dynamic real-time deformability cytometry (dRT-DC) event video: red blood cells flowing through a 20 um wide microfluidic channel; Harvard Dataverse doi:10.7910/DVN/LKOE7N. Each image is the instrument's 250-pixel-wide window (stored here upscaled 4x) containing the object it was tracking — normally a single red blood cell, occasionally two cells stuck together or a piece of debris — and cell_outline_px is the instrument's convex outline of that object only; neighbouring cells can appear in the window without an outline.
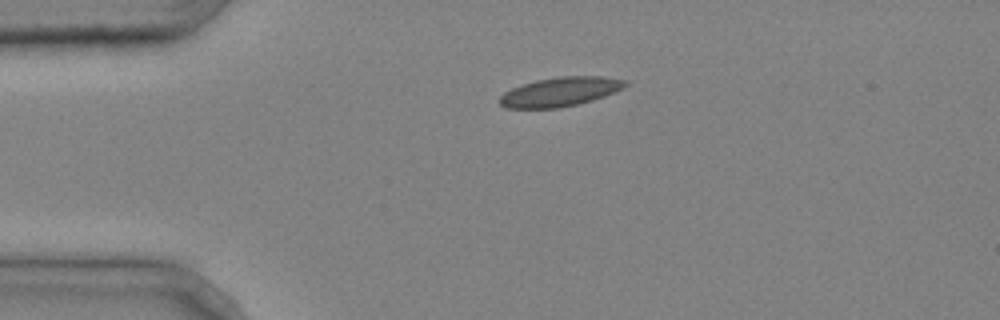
{"species": "common noctule bat (a hibernating species)", "species_latin": "Nyctalus noctula", "temperature_condition": "cold", "stored_images_in_passage": 3, "camera_frame_rate_fps": 3000, "um_per_image_px": 0.085, "animal": {"sex": "male", "body_mass_g": 20.4}, "frame": {"image": 1, "passage_image": 1, "time_ms": 0.0, "image_size_px": [1000, 320], "cell_outline_px": [[628, 84], [624, 88], [604, 96], [592, 100], [576, 104], [556, 108], [504, 108], [500, 104], [500, 96], [504, 92], [512, 88], [536, 80], [560, 76], [604, 76], [628, 80]], "centroid_in_image_um": [47.64, 7.79], "position_along_channel_um": 37.4, "area_um2": 21.33}}